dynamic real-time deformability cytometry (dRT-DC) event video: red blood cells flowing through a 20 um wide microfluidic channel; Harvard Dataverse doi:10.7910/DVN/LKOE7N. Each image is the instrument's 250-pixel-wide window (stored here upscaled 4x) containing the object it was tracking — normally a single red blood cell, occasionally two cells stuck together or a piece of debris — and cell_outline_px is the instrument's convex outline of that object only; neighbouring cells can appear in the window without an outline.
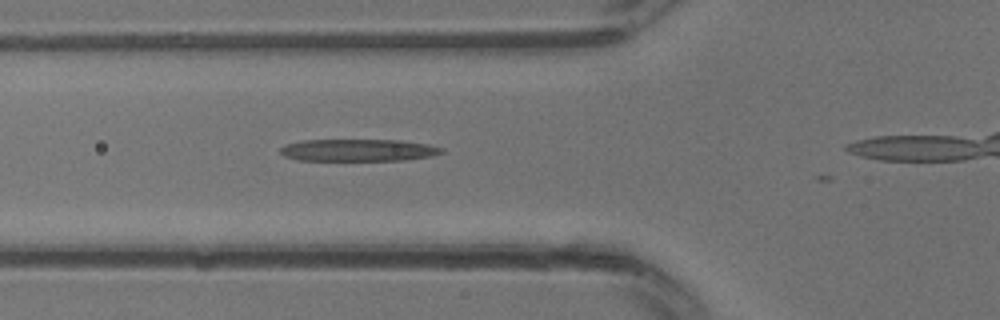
{"species": "common noctule bat (a hibernating species)", "species_latin": "Nyctalus noctula", "temperature_condition": "warm", "stored_images_in_passage": 9, "camera_frame_rate_fps": 3000, "um_per_image_px": 0.085, "animal": {"sex": "male", "body_mass_g": 13.3}, "frame": {"image": 1, "passage_image": 7, "time_ms": 2.0, "image_size_px": [1000, 320], "cell_outline_px": [[444, 152], [432, 156], [408, 160], [296, 160], [284, 156], [280, 152], [280, 148], [284, 144], [300, 140], [400, 140], [428, 144], [444, 148]], "centroid_in_image_um": [30.45, 12.76], "position_along_channel_um": 95.3, "area_um2": 20.98}}